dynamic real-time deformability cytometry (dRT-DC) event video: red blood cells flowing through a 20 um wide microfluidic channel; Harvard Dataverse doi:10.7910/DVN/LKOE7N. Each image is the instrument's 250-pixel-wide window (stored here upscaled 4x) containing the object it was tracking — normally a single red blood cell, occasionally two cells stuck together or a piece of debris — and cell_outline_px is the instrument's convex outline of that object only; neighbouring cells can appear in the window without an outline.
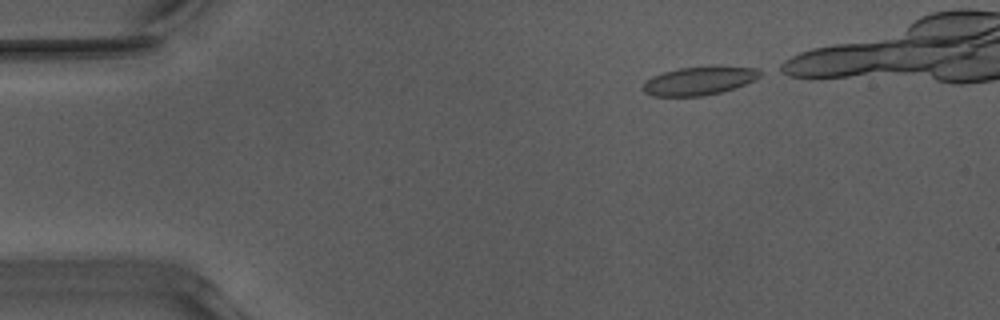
{"species": "Egyptian fruit bat (a non-hibernating species)", "species_latin": "Rousettus aegyptiacus", "temperature_condition": "warm", "stored_images_in_passage": 35, "camera_frame_rate_fps": 3000, "um_per_image_px": 0.085, "animal": {"sex": "male"}, "frame": {"image": 1, "passage_image": 1, "time_ms": 0.0, "image_size_px": [1000, 320], "cell_outline_px": [[764, 72], [760, 76], [744, 84], [720, 92], [704, 96], [652, 96], [644, 92], [644, 84], [652, 76], [664, 72], [680, 68], [756, 68]], "centroid_in_image_um": [59.38, 6.9], "position_along_channel_um": 25.6, "area_um2": 18.5}}
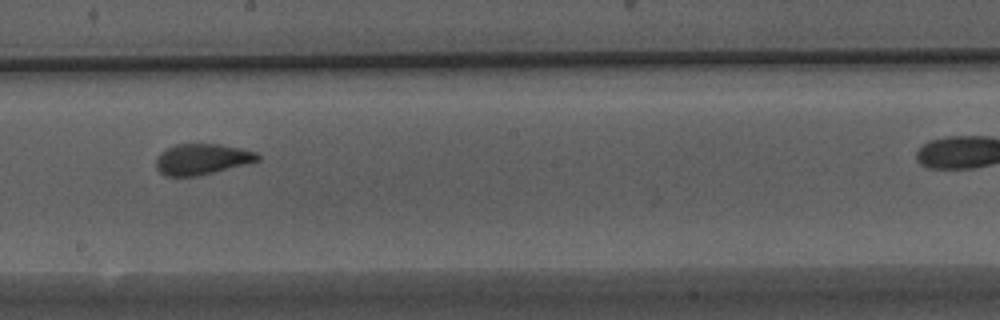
{"frame": {"image": 2, "passage_image": 22, "time_ms": 7.0, "image_size_px": [1000, 320], "cell_outline_px": [[260, 160], [196, 176], [164, 176], [156, 168], [156, 160], [160, 152], [176, 144], [220, 144], [240, 148], [256, 152], [260, 156]], "centroid_in_image_um": [17.14, 13.52], "position_along_channel_um": 231.1, "area_um2": 18.03}}
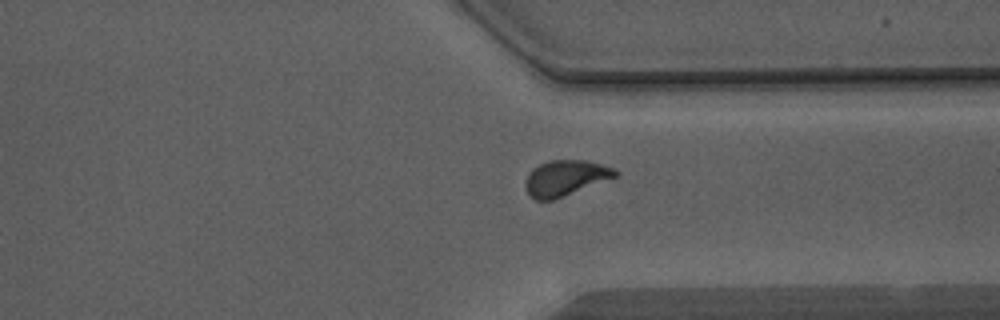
{"frame": {"image": 3, "passage_image": 32, "time_ms": 10.333, "image_size_px": [1000, 320], "cell_outline_px": [[620, 172], [616, 176], [552, 200], [536, 200], [528, 192], [524, 184], [528, 172], [532, 168], [548, 160], [588, 160], [612, 168]], "centroid_in_image_um": [48.02, 15.1], "position_along_channel_um": 363.4, "area_um2": 18.32}}